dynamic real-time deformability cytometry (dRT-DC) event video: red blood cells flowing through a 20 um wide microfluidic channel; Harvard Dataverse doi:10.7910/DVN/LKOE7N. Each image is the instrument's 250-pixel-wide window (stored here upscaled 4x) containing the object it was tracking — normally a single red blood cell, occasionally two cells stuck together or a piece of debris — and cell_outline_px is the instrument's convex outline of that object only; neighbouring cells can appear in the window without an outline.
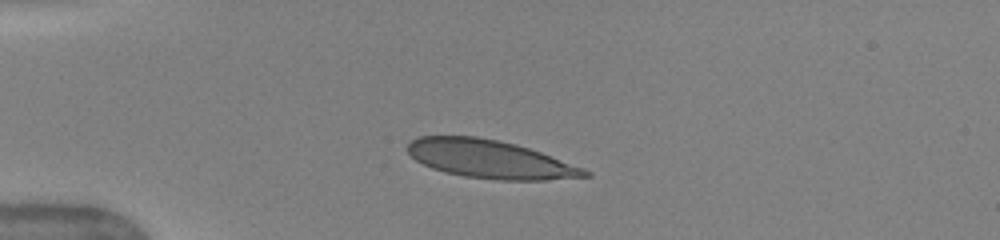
{"species": "human", "species_latin": "Homo sapiens", "temperature_condition": "warm", "stored_images_in_passage": 28, "camera_frame_rate_fps": 3000, "um_per_image_px": 0.085, "donor": {"sex": "female"}, "frame": {"image": 1, "passage_image": 5, "time_ms": 2.0, "image_size_px": [1000, 240], "cell_outline_px": [[592, 176], [544, 180], [500, 180], [464, 176], [444, 172], [432, 168], [416, 160], [404, 148], [412, 140], [420, 136], [476, 136], [500, 140], [516, 144], [540, 152], [584, 168], [592, 172]], "centroid_in_image_um": [41.65, 13.53], "position_along_channel_um": 43.4, "area_um2": 39.42}, "authors_computed_cell_mechanics": {"area_um2": 39.1595, "velocity_mm_per_s": 4.0187, "shape_relaxation_time_tau1_ms": 3.8929, "shape_relaxation_time_tau2_ms": null, "deformation_change_tau1": 0.1666, "deformation_change_tau2": null}}